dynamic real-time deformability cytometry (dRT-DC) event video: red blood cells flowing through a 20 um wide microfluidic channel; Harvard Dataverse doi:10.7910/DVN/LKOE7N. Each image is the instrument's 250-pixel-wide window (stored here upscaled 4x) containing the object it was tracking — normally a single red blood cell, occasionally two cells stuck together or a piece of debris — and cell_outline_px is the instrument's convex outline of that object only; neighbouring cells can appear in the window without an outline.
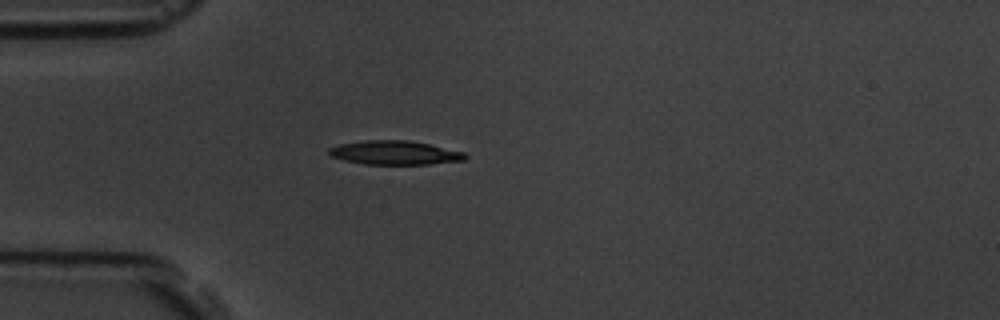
{"species": "common noctule bat (a hibernating species)", "species_latin": "Nyctalus noctula", "temperature_condition": "room temperature", "stored_images_in_passage": 1, "camera_frame_rate_fps": 3000, "um_per_image_px": 0.085, "animal": {"sex": "male", "body_mass_g": 19.5, "forearm_length_mm": 54.6}, "frame": {"image": 1, "passage_image": 1, "time_ms": 0.0, "image_size_px": [1000, 320], "cell_outline_px": [[468, 156], [464, 160], [428, 164], [364, 164], [344, 160], [332, 156], [328, 152], [328, 148], [340, 144], [364, 140], [408, 140], [428, 144], [464, 152]], "centroid_in_image_um": [33.54, 12.98], "position_along_channel_um": 51.5, "area_um2": 18.84}}